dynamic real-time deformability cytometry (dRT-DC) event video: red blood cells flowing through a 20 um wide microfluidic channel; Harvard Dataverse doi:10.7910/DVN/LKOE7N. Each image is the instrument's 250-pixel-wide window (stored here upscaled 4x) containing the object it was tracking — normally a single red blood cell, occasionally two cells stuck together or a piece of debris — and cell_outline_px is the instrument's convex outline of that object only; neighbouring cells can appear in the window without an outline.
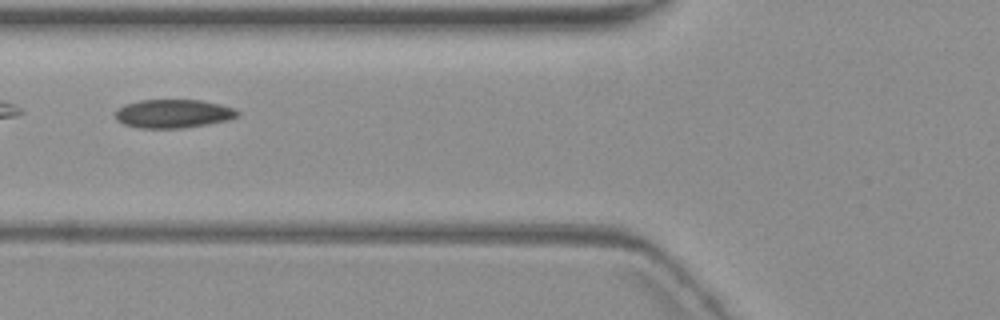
{"species": "common noctule bat (a hibernating species)", "species_latin": "Nyctalus noctula", "temperature_condition": "warm", "stored_images_in_passage": 8, "camera_frame_rate_fps": 3000, "um_per_image_px": 0.085, "animal": {"sex": "female", "body_mass_g": 19.3, "forearm_length_mm": 54.1}, "frame": {"image": 1, "passage_image": 7, "time_ms": 7.0, "image_size_px": [1000, 320], "cell_outline_px": [[240, 116], [228, 120], [208, 124], [184, 128], [140, 128], [124, 124], [116, 120], [116, 108], [124, 104], [140, 100], [200, 100], [220, 104], [236, 108], [240, 112]], "centroid_in_image_um": [14.75, 9.66], "position_along_channel_um": 111.1, "area_um2": 20.58}}
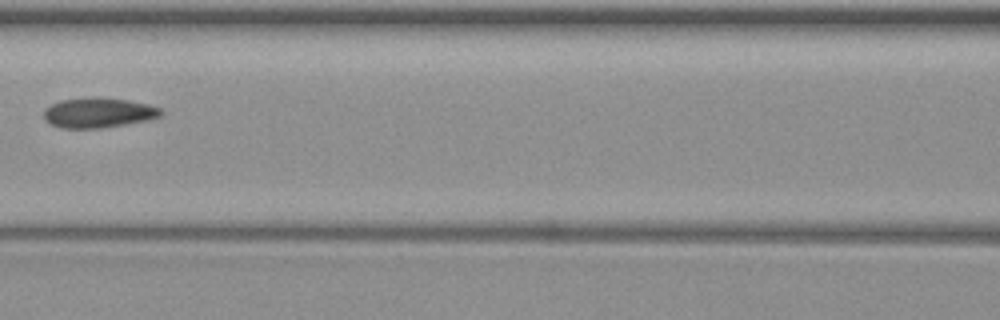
{"frame": {"image": 2, "passage_image": 8, "time_ms": 8.333, "image_size_px": [1000, 320], "cell_outline_px": [[164, 112], [160, 116], [144, 120], [104, 128], [60, 128], [48, 124], [44, 120], [44, 108], [60, 100], [92, 96], [100, 96], [128, 100], [148, 104], [160, 108]], "centroid_in_image_um": [8.31, 9.57], "position_along_channel_um": 158.3, "area_um2": 20.75}}